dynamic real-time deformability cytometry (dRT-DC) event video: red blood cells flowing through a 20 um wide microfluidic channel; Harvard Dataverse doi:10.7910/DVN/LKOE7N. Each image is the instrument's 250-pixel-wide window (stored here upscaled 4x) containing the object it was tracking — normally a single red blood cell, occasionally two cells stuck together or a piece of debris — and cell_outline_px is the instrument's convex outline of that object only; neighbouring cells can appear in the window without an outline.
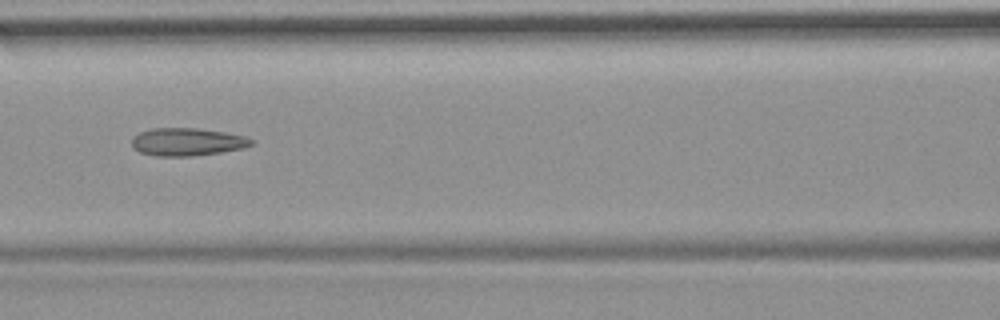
{"species": "common noctule bat (a hibernating species)", "species_latin": "Nyctalus noctula", "temperature_condition": "room temperature", "stored_images_in_passage": 6, "camera_frame_rate_fps": 3000, "um_per_image_px": 0.085, "animal": {"sex": "female", "body_mass_g": 19.9}, "frame": {"image": 1, "passage_image": 4, "time_ms": 3.333, "image_size_px": [1000, 320], "cell_outline_px": [[252, 144], [244, 148], [220, 152], [192, 156], [156, 156], [140, 152], [132, 148], [132, 136], [140, 132], [152, 128], [196, 128], [224, 132], [244, 136], [252, 140]], "centroid_in_image_um": [15.86, 12.06], "position_along_channel_um": 150.7, "area_um2": 19.31}}
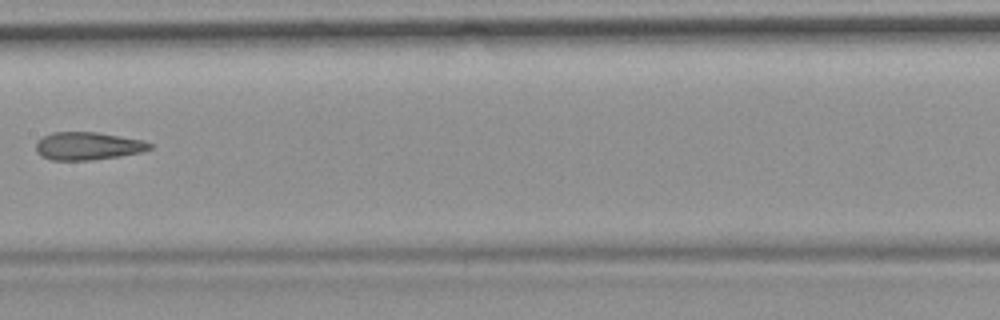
{"frame": {"image": 2, "passage_image": 5, "time_ms": 4.667, "image_size_px": [1000, 320], "cell_outline_px": [[152, 148], [140, 152], [120, 156], [92, 160], [52, 160], [40, 156], [36, 152], [36, 140], [52, 132], [96, 132], [144, 140], [152, 144]], "centroid_in_image_um": [7.44, 12.41], "position_along_channel_um": 200.0, "area_um2": 18.55}}